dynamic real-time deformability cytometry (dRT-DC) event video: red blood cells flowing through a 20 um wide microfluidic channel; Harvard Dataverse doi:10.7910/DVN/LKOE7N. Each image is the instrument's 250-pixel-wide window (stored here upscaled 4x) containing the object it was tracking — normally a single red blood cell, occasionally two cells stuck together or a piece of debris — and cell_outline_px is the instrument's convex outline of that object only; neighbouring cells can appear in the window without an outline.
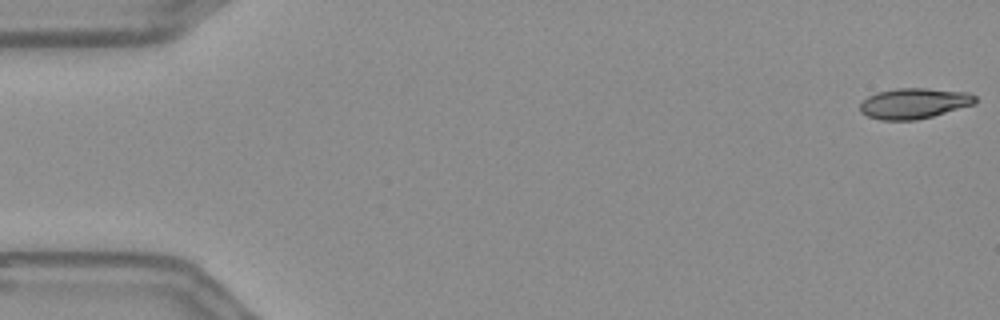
{"species": "Egyptian fruit bat (a non-hibernating species)", "species_latin": "Rousettus aegyptiacus", "temperature_condition": "warm", "stored_images_in_passage": 15, "camera_frame_rate_fps": 3000, "um_per_image_px": 0.085, "frame": {"image": 1, "passage_image": 1, "time_ms": 0.0, "image_size_px": [1000, 320], "cell_outline_px": [[976, 104], [932, 116], [916, 120], [880, 120], [868, 116], [860, 112], [860, 104], [868, 96], [876, 92], [896, 88], [928, 88], [968, 92], [976, 96]], "centroid_in_image_um": [77.7, 8.78], "position_along_channel_um": 7.3, "area_um2": 20.63}}